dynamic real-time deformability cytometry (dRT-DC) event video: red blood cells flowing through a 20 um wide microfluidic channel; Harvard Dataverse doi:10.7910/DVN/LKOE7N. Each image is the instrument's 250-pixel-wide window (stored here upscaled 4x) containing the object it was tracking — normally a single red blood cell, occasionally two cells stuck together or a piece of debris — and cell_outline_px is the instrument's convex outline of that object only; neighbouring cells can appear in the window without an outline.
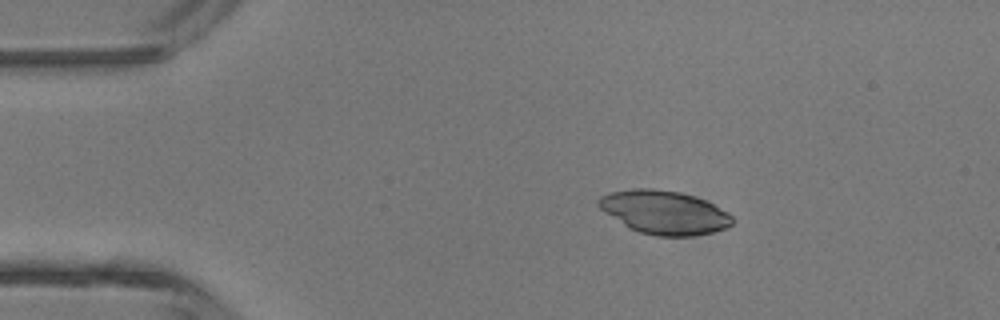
{"species": "common noctule bat (a hibernating species)", "species_latin": "Nyctalus noctula", "temperature_condition": "room temperature", "stored_images_in_passage": 4, "camera_frame_rate_fps": 3000, "um_per_image_px": 0.085, "animal": {"sex": "male", "body_mass_g": 13.3}, "frame": {"image": 1, "passage_image": 2, "time_ms": 1.0, "image_size_px": [1000, 320], "cell_outline_px": [[736, 220], [732, 224], [724, 228], [712, 232], [692, 236], [656, 236], [640, 232], [628, 228], [604, 212], [596, 204], [596, 200], [600, 196], [612, 192], [632, 188], [652, 188], [680, 192], [704, 200], [728, 212]], "centroid_in_image_um": [56.43, 18.05], "position_along_channel_um": 28.6, "area_um2": 33.99}}